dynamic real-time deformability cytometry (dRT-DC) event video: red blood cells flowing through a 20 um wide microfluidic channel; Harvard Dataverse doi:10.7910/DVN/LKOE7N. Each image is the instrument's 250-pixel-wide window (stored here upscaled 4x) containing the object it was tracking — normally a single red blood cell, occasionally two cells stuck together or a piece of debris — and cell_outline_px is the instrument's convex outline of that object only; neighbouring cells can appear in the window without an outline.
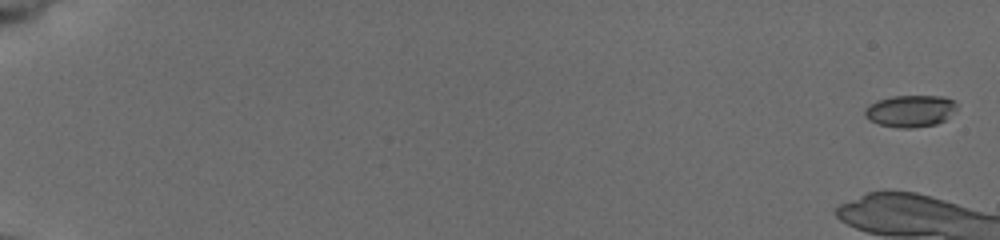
{"species": "common noctule bat (a hibernating species)", "species_latin": "Nyctalus noctula", "temperature_condition": "cold", "stored_images_in_passage": 14, "camera_frame_rate_fps": 3000, "um_per_image_px": 0.085, "animal": {"sex": "female", "body_mass_g": 19.5, "forearm_length_mm": 54.1}, "frame": {"image": 1, "passage_image": 1, "time_ms": 0.0, "image_size_px": [1000, 240], "cell_outline_px": [[956, 108], [944, 120], [936, 124], [912, 128], [900, 128], [880, 124], [868, 120], [864, 116], [864, 108], [868, 104], [876, 100], [892, 96], [944, 96], [952, 100], [956, 104]], "centroid_in_image_um": [77.31, 9.43], "position_along_channel_um": 7.7, "area_um2": 17.11}}